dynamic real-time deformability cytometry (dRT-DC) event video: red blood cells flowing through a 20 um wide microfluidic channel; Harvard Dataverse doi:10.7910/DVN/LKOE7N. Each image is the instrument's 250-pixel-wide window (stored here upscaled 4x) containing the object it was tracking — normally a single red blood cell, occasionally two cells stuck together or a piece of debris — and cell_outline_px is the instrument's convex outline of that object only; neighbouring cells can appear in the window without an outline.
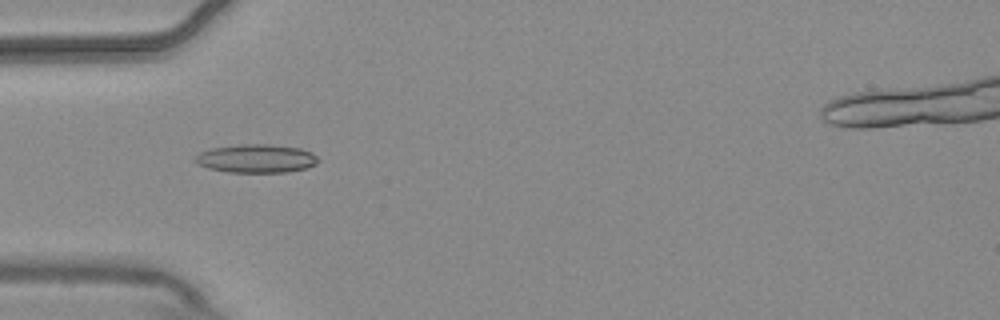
{"species": "common noctule bat (a hibernating species)", "species_latin": "Nyctalus noctula", "temperature_condition": "warm", "stored_images_in_passage": 5, "camera_frame_rate_fps": 3000, "um_per_image_px": 0.085, "animal": {"sex": "male", "body_mass_g": 20.4}, "frame": {"image": 1, "passage_image": 4, "time_ms": 1.0, "image_size_px": [1000, 320], "cell_outline_px": [[320, 160], [316, 164], [304, 168], [288, 172], [228, 172], [208, 168], [196, 164], [192, 160], [200, 152], [212, 148], [240, 144], [268, 144], [300, 148], [312, 152]], "centroid_in_image_um": [21.76, 13.47], "position_along_channel_um": 63.2, "area_um2": 20.46}}